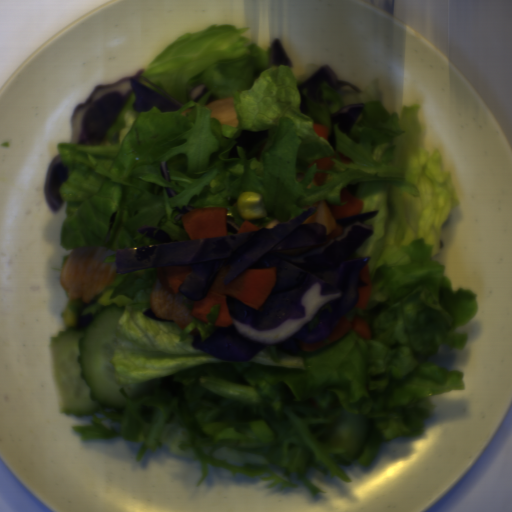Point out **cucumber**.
<instances>
[{
	"instance_id": "1",
	"label": "cucumber",
	"mask_w": 512,
	"mask_h": 512,
	"mask_svg": "<svg viewBox=\"0 0 512 512\" xmlns=\"http://www.w3.org/2000/svg\"><path fill=\"white\" fill-rule=\"evenodd\" d=\"M126 307L96 301L80 315L92 314L84 329L68 327L50 336L48 349L59 410L65 416L84 417L101 410L121 412L123 389L131 399L154 394L150 382L119 383L111 361L118 344L116 329ZM79 315V316H80Z\"/></svg>"
},
{
	"instance_id": "2",
	"label": "cucumber",
	"mask_w": 512,
	"mask_h": 512,
	"mask_svg": "<svg viewBox=\"0 0 512 512\" xmlns=\"http://www.w3.org/2000/svg\"><path fill=\"white\" fill-rule=\"evenodd\" d=\"M373 423L364 414L341 413L333 422L329 445L345 449L344 454H333L336 464L352 466L365 451L372 436Z\"/></svg>"
}]
</instances>
